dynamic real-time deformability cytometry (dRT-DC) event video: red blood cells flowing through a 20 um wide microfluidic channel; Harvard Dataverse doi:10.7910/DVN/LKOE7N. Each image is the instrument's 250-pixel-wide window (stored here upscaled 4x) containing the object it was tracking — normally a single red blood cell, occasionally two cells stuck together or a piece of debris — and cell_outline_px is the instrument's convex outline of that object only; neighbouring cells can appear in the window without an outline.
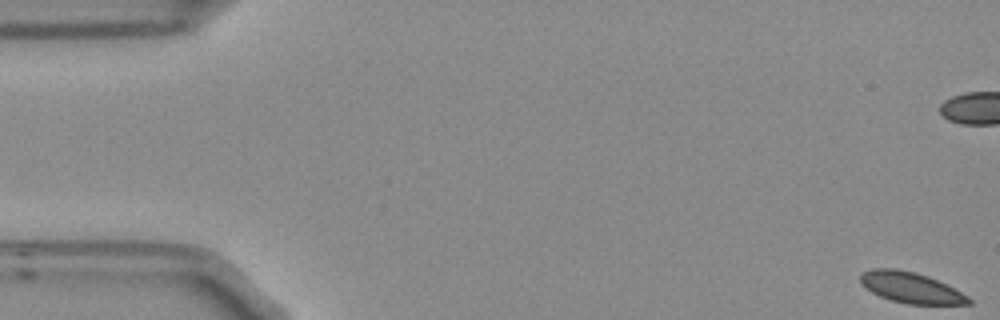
{"species": "Egyptian fruit bat (a non-hibernating species)", "species_latin": "Rousettus aegyptiacus", "temperature_condition": "room temperature", "stored_images_in_passage": 6, "camera_frame_rate_fps": 3000, "um_per_image_px": 0.085, "frame": {"image": 1, "passage_image": 1, "time_ms": 0.0, "image_size_px": [1000, 320], "cell_outline_px": [[972, 304], [908, 304], [892, 300], [880, 296], [872, 292], [860, 284], [860, 276], [864, 272], [872, 268], [896, 268], [916, 272], [928, 276], [968, 296], [972, 300]], "centroid_in_image_um": [77.39, 24.44], "position_along_channel_um": 7.6, "area_um2": 19.25}}